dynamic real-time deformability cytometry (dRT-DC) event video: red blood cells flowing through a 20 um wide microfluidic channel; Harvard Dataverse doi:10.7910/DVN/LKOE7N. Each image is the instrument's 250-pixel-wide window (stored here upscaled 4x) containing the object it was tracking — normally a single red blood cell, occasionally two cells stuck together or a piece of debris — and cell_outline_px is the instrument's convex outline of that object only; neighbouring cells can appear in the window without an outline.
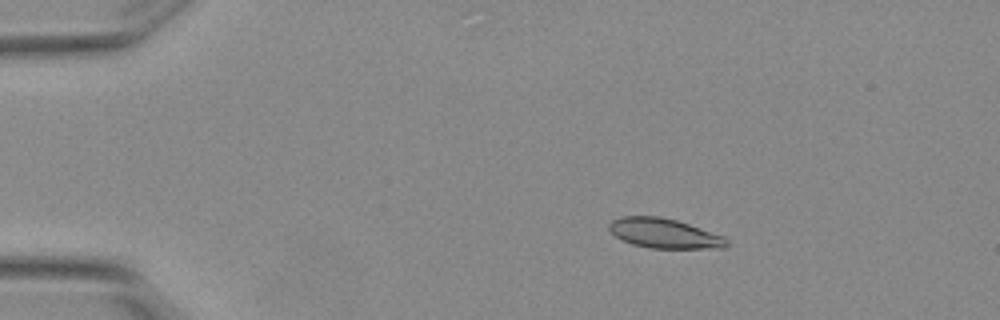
{"species": "Egyptian fruit bat (a non-hibernating species)", "species_latin": "Rousettus aegyptiacus", "temperature_condition": "warm", "stored_images_in_passage": 4, "camera_frame_rate_fps": 3000, "um_per_image_px": 0.085, "animal": {"sex": "female"}, "frame": {"image": 1, "passage_image": 2, "time_ms": 0.333, "image_size_px": [1000, 320], "cell_outline_px": [[728, 244], [724, 248], [652, 248], [632, 244], [616, 236], [608, 228], [608, 224], [612, 220], [620, 216], [660, 216], [676, 220], [724, 236], [728, 240]], "centroid_in_image_um": [56.45, 19.83], "position_along_channel_um": 28.5, "area_um2": 20.23}}